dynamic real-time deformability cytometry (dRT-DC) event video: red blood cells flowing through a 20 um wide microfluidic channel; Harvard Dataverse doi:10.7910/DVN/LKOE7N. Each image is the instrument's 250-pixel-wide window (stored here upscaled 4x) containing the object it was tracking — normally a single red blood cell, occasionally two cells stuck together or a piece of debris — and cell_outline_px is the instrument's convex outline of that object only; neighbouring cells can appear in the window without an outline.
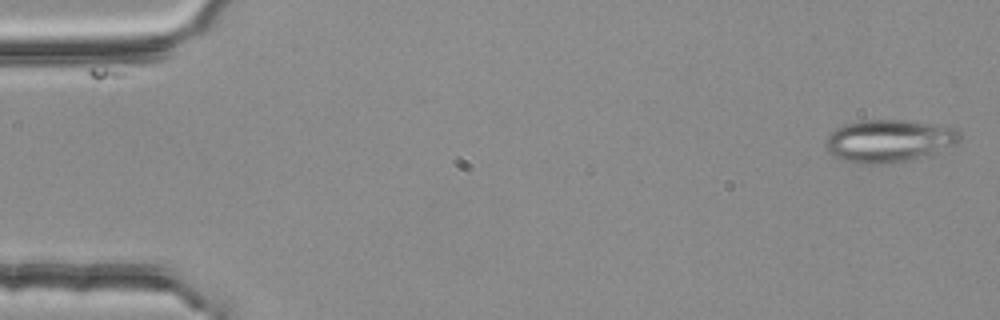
{"species": "common noctule bat (a hibernating species)", "species_latin": "Nyctalus noctula", "temperature_condition": "room temperature", "stored_images_in_passage": 54, "segment_of_instrument_passage": [1, 2], "camera_frame_rate_fps": 3000, "um_per_image_px": 0.085, "animal": {"sex": "female", "body_mass_g": 25.1}, "frame": {"image": 1, "passage_image": 2, "time_ms": 0.333, "image_size_px": [1000, 320], "cell_outline_px": [[960, 144], [904, 160], [884, 164], [860, 164], [840, 160], [832, 156], [828, 152], [824, 144], [828, 136], [836, 128], [844, 124], [864, 120], [904, 120], [956, 128], [960, 132]], "centroid_in_image_um": [75.5, 11.97], "position_along_channel_um": 9.5, "area_um2": 33.0}}